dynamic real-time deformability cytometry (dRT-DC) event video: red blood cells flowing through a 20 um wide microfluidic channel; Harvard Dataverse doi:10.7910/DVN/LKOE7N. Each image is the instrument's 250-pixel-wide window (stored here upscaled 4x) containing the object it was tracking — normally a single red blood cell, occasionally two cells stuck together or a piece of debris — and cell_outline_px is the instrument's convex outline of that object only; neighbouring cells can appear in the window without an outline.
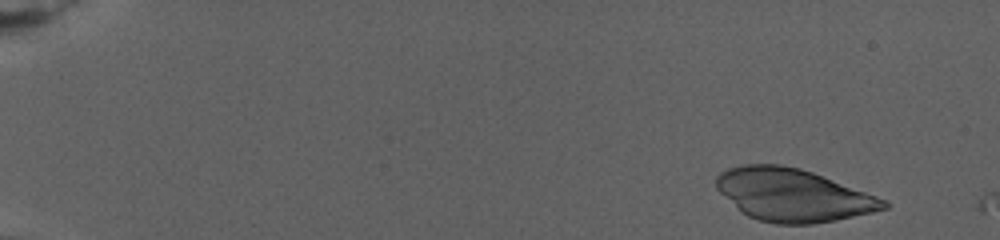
{"species": "human", "species_latin": "Homo sapiens", "temperature_condition": "warm", "stored_images_in_passage": 7, "camera_frame_rate_fps": 3000, "um_per_image_px": 0.085, "donor": {"sex": "female"}, "frame": {"image": 1, "passage_image": 4, "time_ms": 0.667, "image_size_px": [1000, 240], "cell_outline_px": [[888, 208], [872, 212], [836, 220], [812, 224], [776, 224], [756, 220], [740, 212], [716, 188], [716, 176], [720, 172], [728, 168], [744, 164], [776, 164], [800, 168], [812, 172], [888, 200]], "centroid_in_image_um": [67.37, 16.58], "position_along_channel_um": 17.6, "area_um2": 51.33}}